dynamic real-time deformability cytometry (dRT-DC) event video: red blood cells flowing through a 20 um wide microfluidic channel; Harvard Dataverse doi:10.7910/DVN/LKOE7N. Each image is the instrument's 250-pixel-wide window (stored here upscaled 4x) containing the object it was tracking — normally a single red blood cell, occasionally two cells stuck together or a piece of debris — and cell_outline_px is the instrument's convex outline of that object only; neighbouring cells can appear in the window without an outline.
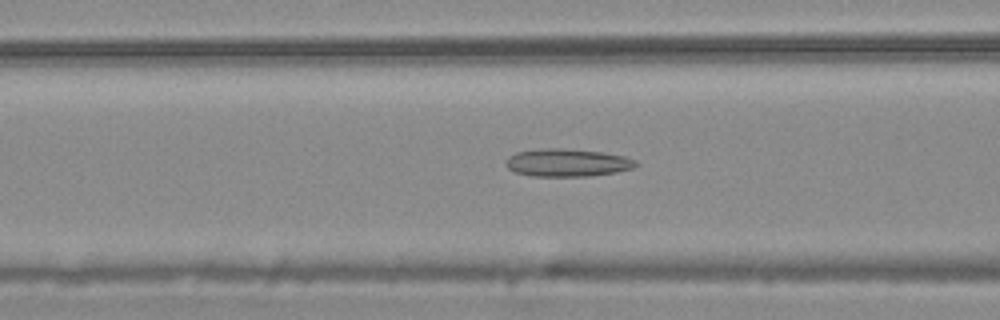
{"species": "common noctule bat (a hibernating species)", "species_latin": "Nyctalus noctula", "temperature_condition": "warm", "stored_images_in_passage": 43, "camera_frame_rate_fps": 3000, "um_per_image_px": 0.085, "animal": {"sex": "male", "body_mass_g": 20.4}, "frame": {"image": 1, "passage_image": 10, "time_ms": 3.0, "image_size_px": [1000, 320], "cell_outline_px": [[640, 164], [632, 168], [616, 172], [588, 176], [532, 176], [516, 172], [508, 168], [508, 156], [516, 152], [548, 148], [560, 148], [604, 152], [624, 156], [636, 160]], "centroid_in_image_um": [48.27, 13.82], "position_along_channel_um": 118.3, "area_um2": 20.87}}
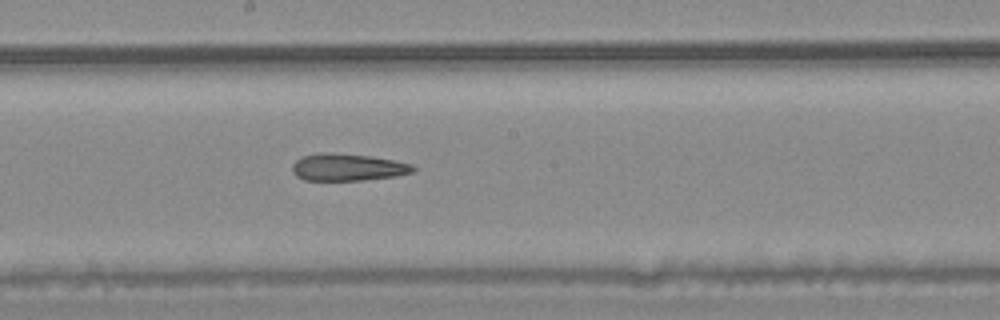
{"frame": {"image": 2, "passage_image": 18, "time_ms": 5.667, "image_size_px": [1000, 320], "cell_outline_px": [[416, 168], [412, 172], [396, 176], [364, 180], [304, 180], [296, 176], [292, 172], [292, 164], [296, 160], [304, 156], [316, 152], [324, 152], [372, 156], [412, 164]], "centroid_in_image_um": [29.52, 14.21], "position_along_channel_um": 218.7, "area_um2": 19.13}}
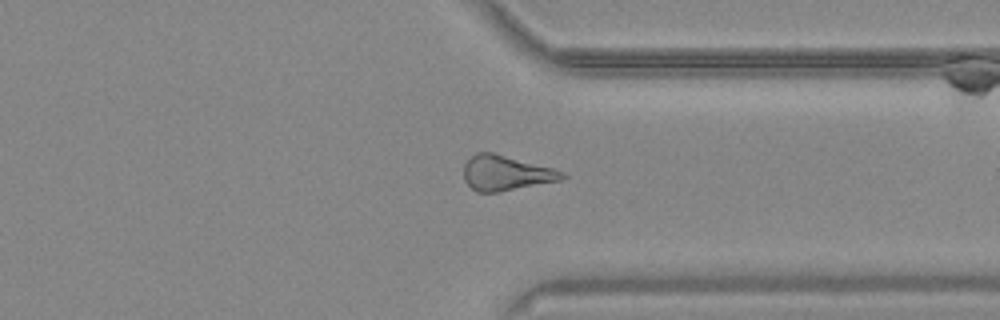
{"frame": {"image": 3, "passage_image": 30, "time_ms": 9.667, "image_size_px": [1000, 320], "cell_outline_px": [[568, 176], [560, 180], [500, 192], [476, 192], [464, 180], [464, 164], [476, 152], [492, 152], [552, 168], [564, 172]], "centroid_in_image_um": [42.99, 14.71], "position_along_channel_um": 368.4, "area_um2": 19.94}, "authors_computed_cell_mechanics": {"area_um2": 20.4034, "velocity_mm_per_s": 3.7546, "shape_relaxation_time_tau1_ms": null, "shape_relaxation_time_tau2_ms": 8.6783, "deformation_change_tau1": null, "deformation_change_tau2": 0.245}}